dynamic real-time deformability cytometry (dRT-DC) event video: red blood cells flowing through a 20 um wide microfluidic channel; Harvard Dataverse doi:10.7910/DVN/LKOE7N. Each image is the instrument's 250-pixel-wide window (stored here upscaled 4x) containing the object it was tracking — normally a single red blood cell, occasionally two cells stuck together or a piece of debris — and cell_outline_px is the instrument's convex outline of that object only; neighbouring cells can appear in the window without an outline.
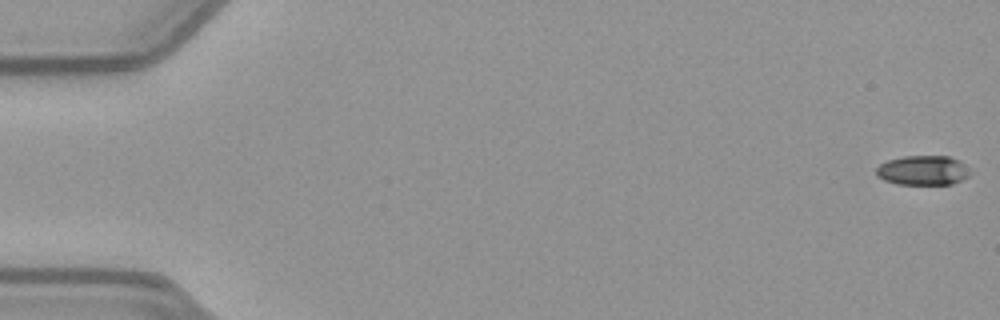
{"species": "common noctule bat (a hibernating species)", "species_latin": "Nyctalus noctula", "temperature_condition": "warm", "stored_images_in_passage": 53, "camera_frame_rate_fps": 3000, "um_per_image_px": 0.085, "animal": {"sex": "female", "body_mass_g": 21.9}, "frame": {"image": 1, "passage_image": 1, "time_ms": 0.0, "image_size_px": [1000, 320], "cell_outline_px": [[968, 176], [952, 184], [896, 184], [884, 180], [876, 176], [876, 168], [880, 164], [888, 160], [904, 156], [948, 156], [964, 164], [968, 168]], "centroid_in_image_um": [78.4, 14.48], "position_along_channel_um": 6.6, "area_um2": 16.01}}
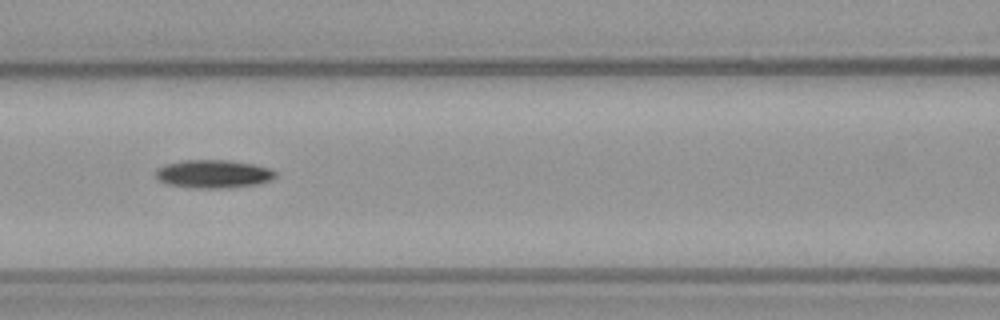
{"frame": {"image": 2, "passage_image": 24, "time_ms": 7.667, "image_size_px": [1000, 320], "cell_outline_px": [[276, 176], [268, 180], [256, 184], [220, 188], [196, 188], [168, 184], [160, 180], [156, 176], [156, 168], [164, 164], [184, 160], [228, 160], [256, 164], [272, 168], [276, 172]], "centroid_in_image_um": [18.14, 14.76], "position_along_channel_um": 148.5, "area_um2": 19.59}}
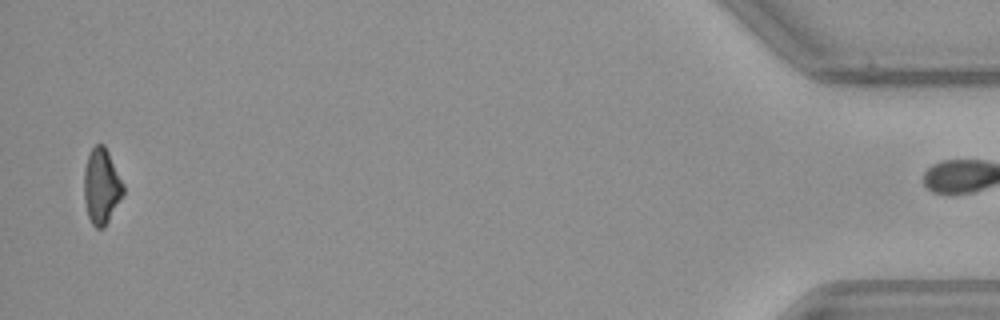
{"frame": {"image": 3, "passage_image": 52, "time_ms": 17.0, "image_size_px": [1000, 320], "cell_outline_px": [[124, 192], [104, 228], [96, 228], [92, 224], [88, 216], [84, 200], [84, 172], [88, 156], [92, 148], [96, 144], [104, 144], [124, 184]], "centroid_in_image_um": [8.62, 15.83], "position_along_channel_um": 426.6, "area_um2": 17.05}, "authors_computed_cell_mechanics": {"area_um2": 18.0914, "velocity_mm_per_s": 3.9571, "shape_relaxation_time_tau1_ms": 4.824, "shape_relaxation_time_tau2_ms": null, "deformation_change_tau1": 0.1426, "deformation_change_tau2": null}}